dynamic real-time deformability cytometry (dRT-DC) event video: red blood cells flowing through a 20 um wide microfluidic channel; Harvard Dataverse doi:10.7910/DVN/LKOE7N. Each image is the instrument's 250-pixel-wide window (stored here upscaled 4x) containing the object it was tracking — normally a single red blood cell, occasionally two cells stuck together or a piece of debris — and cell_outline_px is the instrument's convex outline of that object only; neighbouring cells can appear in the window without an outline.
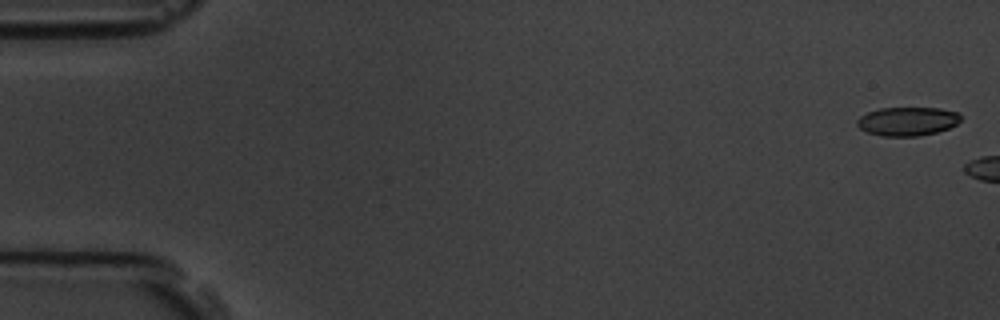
{"species": "common noctule bat (a hibernating species)", "species_latin": "Nyctalus noctula", "temperature_condition": "room temperature", "stored_images_in_passage": 3, "camera_frame_rate_fps": 3000, "um_per_image_px": 0.085, "animal": {"sex": "male", "body_mass_g": 19.5, "forearm_length_mm": 54.6}, "frame": {"image": 1, "passage_image": 1, "time_ms": 0.0, "image_size_px": [1000, 320], "cell_outline_px": [[960, 120], [956, 124], [948, 128], [936, 132], [916, 136], [880, 136], [868, 132], [860, 128], [856, 124], [856, 120], [860, 116], [868, 112], [880, 108], [940, 108], [960, 112]], "centroid_in_image_um": [77.13, 10.3], "position_along_channel_um": 7.9, "area_um2": 17.34}}